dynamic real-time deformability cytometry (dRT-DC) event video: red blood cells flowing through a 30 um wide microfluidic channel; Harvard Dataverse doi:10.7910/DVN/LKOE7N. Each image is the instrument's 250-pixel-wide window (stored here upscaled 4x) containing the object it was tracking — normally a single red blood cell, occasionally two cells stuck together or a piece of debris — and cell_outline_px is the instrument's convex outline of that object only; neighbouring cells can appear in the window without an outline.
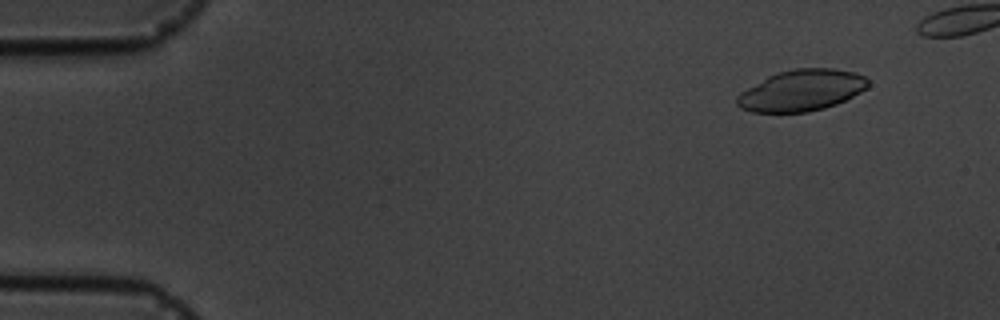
{"species": "common noctule bat (a hibernating species)", "species_latin": "Nyctalus noctula", "temperature_condition": "cold", "stored_images_in_passage": 15, "camera_frame_rate_fps": 3000, "um_per_image_px": 0.085, "animal": {"sex": "male", "body_mass_g": 19.5, "forearm_length_mm": 54.6}, "frame": {"image": 1, "passage_image": 2, "time_ms": 1.333, "image_size_px": [1000, 320], "cell_outline_px": [[868, 88], [836, 104], [824, 108], [808, 112], [752, 112], [740, 108], [736, 104], [736, 96], [740, 92], [768, 76], [780, 72], [796, 68], [832, 68], [852, 72], [864, 76], [868, 80]], "centroid_in_image_um": [68.11, 7.69], "position_along_channel_um": 16.9, "area_um2": 31.33}}